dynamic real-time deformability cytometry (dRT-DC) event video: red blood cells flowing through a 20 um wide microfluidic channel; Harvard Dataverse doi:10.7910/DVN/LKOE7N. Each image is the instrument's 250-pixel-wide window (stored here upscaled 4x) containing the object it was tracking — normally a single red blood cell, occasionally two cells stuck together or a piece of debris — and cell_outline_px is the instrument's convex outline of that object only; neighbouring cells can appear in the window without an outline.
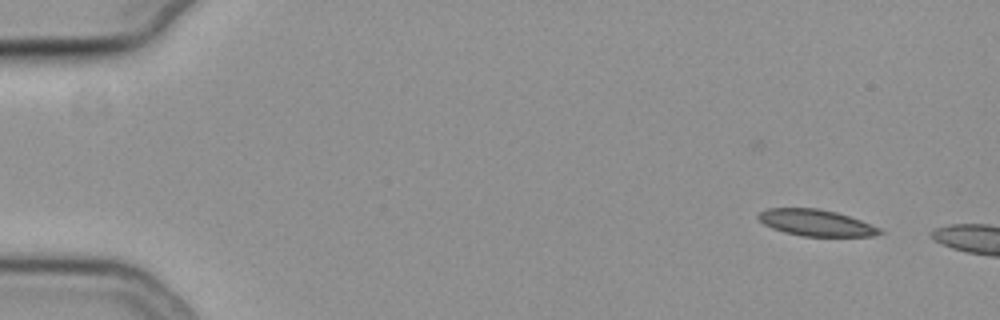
{"species": "common noctule bat (a hibernating species)", "species_latin": "Nyctalus noctula", "temperature_condition": "cold", "stored_images_in_passage": 5, "camera_frame_rate_fps": 3000, "um_per_image_px": 0.085, "animal": {"sex": "female", "body_mass_g": 19.3, "forearm_length_mm": 54.1}, "frame": {"image": 1, "passage_image": 1, "time_ms": 0.0, "image_size_px": [1000, 320], "cell_outline_px": [[884, 232], [872, 236], [804, 236], [784, 232], [772, 228], [764, 224], [756, 216], [760, 212], [768, 208], [816, 208], [836, 212], [860, 220], [880, 228]], "centroid_in_image_um": [69.34, 18.93], "position_along_channel_um": 15.7, "area_um2": 18.5}}